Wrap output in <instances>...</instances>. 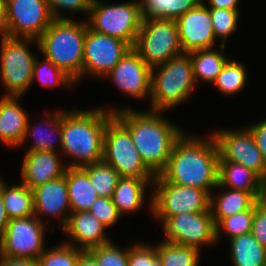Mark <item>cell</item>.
<instances>
[{
  "instance_id": "1",
  "label": "cell",
  "mask_w": 266,
  "mask_h": 266,
  "mask_svg": "<svg viewBox=\"0 0 266 266\" xmlns=\"http://www.w3.org/2000/svg\"><path fill=\"white\" fill-rule=\"evenodd\" d=\"M205 138L190 137L182 132L159 175L173 184L213 194L210 189L218 186L219 150L213 134Z\"/></svg>"
},
{
  "instance_id": "2",
  "label": "cell",
  "mask_w": 266,
  "mask_h": 266,
  "mask_svg": "<svg viewBox=\"0 0 266 266\" xmlns=\"http://www.w3.org/2000/svg\"><path fill=\"white\" fill-rule=\"evenodd\" d=\"M114 117L129 131L146 167L156 176L166 167L176 139L182 131L161 117L160 111L142 112L131 108L110 109Z\"/></svg>"
},
{
  "instance_id": "3",
  "label": "cell",
  "mask_w": 266,
  "mask_h": 266,
  "mask_svg": "<svg viewBox=\"0 0 266 266\" xmlns=\"http://www.w3.org/2000/svg\"><path fill=\"white\" fill-rule=\"evenodd\" d=\"M113 116V112L102 108L61 113V151L77 160L65 164L67 167L82 168L102 160L104 131Z\"/></svg>"
},
{
  "instance_id": "4",
  "label": "cell",
  "mask_w": 266,
  "mask_h": 266,
  "mask_svg": "<svg viewBox=\"0 0 266 266\" xmlns=\"http://www.w3.org/2000/svg\"><path fill=\"white\" fill-rule=\"evenodd\" d=\"M86 22L53 19L36 42L50 59L75 82L82 76Z\"/></svg>"
},
{
  "instance_id": "5",
  "label": "cell",
  "mask_w": 266,
  "mask_h": 266,
  "mask_svg": "<svg viewBox=\"0 0 266 266\" xmlns=\"http://www.w3.org/2000/svg\"><path fill=\"white\" fill-rule=\"evenodd\" d=\"M193 65L183 53L151 70V110L163 112L189 98L195 88Z\"/></svg>"
},
{
  "instance_id": "6",
  "label": "cell",
  "mask_w": 266,
  "mask_h": 266,
  "mask_svg": "<svg viewBox=\"0 0 266 266\" xmlns=\"http://www.w3.org/2000/svg\"><path fill=\"white\" fill-rule=\"evenodd\" d=\"M89 15L90 29L123 40L133 48L143 21L139 0L116 5L93 0Z\"/></svg>"
},
{
  "instance_id": "7",
  "label": "cell",
  "mask_w": 266,
  "mask_h": 266,
  "mask_svg": "<svg viewBox=\"0 0 266 266\" xmlns=\"http://www.w3.org/2000/svg\"><path fill=\"white\" fill-rule=\"evenodd\" d=\"M133 49L151 68L183 54L176 20H143Z\"/></svg>"
},
{
  "instance_id": "8",
  "label": "cell",
  "mask_w": 266,
  "mask_h": 266,
  "mask_svg": "<svg viewBox=\"0 0 266 266\" xmlns=\"http://www.w3.org/2000/svg\"><path fill=\"white\" fill-rule=\"evenodd\" d=\"M151 212L162 224L169 218L181 213H199L210 210V194L205 190L181 186L165 181L156 175L152 183Z\"/></svg>"
},
{
  "instance_id": "9",
  "label": "cell",
  "mask_w": 266,
  "mask_h": 266,
  "mask_svg": "<svg viewBox=\"0 0 266 266\" xmlns=\"http://www.w3.org/2000/svg\"><path fill=\"white\" fill-rule=\"evenodd\" d=\"M103 161L110 164L120 177L155 179L136 149L129 131L113 116L104 131Z\"/></svg>"
},
{
  "instance_id": "10",
  "label": "cell",
  "mask_w": 266,
  "mask_h": 266,
  "mask_svg": "<svg viewBox=\"0 0 266 266\" xmlns=\"http://www.w3.org/2000/svg\"><path fill=\"white\" fill-rule=\"evenodd\" d=\"M38 41L23 38H1L0 78L7 89L6 96H21L32 86L33 65L36 55H33L28 43ZM27 44V45H26Z\"/></svg>"
},
{
  "instance_id": "11",
  "label": "cell",
  "mask_w": 266,
  "mask_h": 266,
  "mask_svg": "<svg viewBox=\"0 0 266 266\" xmlns=\"http://www.w3.org/2000/svg\"><path fill=\"white\" fill-rule=\"evenodd\" d=\"M43 221L36 216L10 219L1 239V255L36 261L45 251Z\"/></svg>"
},
{
  "instance_id": "12",
  "label": "cell",
  "mask_w": 266,
  "mask_h": 266,
  "mask_svg": "<svg viewBox=\"0 0 266 266\" xmlns=\"http://www.w3.org/2000/svg\"><path fill=\"white\" fill-rule=\"evenodd\" d=\"M7 37L38 40L54 19L45 0H6Z\"/></svg>"
},
{
  "instance_id": "13",
  "label": "cell",
  "mask_w": 266,
  "mask_h": 266,
  "mask_svg": "<svg viewBox=\"0 0 266 266\" xmlns=\"http://www.w3.org/2000/svg\"><path fill=\"white\" fill-rule=\"evenodd\" d=\"M162 226L166 236L164 241L199 250L201 245L217 242L216 224L210 210L199 213H181L169 217Z\"/></svg>"
},
{
  "instance_id": "14",
  "label": "cell",
  "mask_w": 266,
  "mask_h": 266,
  "mask_svg": "<svg viewBox=\"0 0 266 266\" xmlns=\"http://www.w3.org/2000/svg\"><path fill=\"white\" fill-rule=\"evenodd\" d=\"M219 162H235L255 172L266 183V162L249 128L212 132Z\"/></svg>"
},
{
  "instance_id": "15",
  "label": "cell",
  "mask_w": 266,
  "mask_h": 266,
  "mask_svg": "<svg viewBox=\"0 0 266 266\" xmlns=\"http://www.w3.org/2000/svg\"><path fill=\"white\" fill-rule=\"evenodd\" d=\"M132 47L115 37L94 32L86 22L82 79L85 74L105 77Z\"/></svg>"
},
{
  "instance_id": "16",
  "label": "cell",
  "mask_w": 266,
  "mask_h": 266,
  "mask_svg": "<svg viewBox=\"0 0 266 266\" xmlns=\"http://www.w3.org/2000/svg\"><path fill=\"white\" fill-rule=\"evenodd\" d=\"M151 70L141 56L131 48L105 76L124 93L143 99L151 94Z\"/></svg>"
},
{
  "instance_id": "17",
  "label": "cell",
  "mask_w": 266,
  "mask_h": 266,
  "mask_svg": "<svg viewBox=\"0 0 266 266\" xmlns=\"http://www.w3.org/2000/svg\"><path fill=\"white\" fill-rule=\"evenodd\" d=\"M176 23L183 53L216 47L210 9L203 1L181 15Z\"/></svg>"
},
{
  "instance_id": "18",
  "label": "cell",
  "mask_w": 266,
  "mask_h": 266,
  "mask_svg": "<svg viewBox=\"0 0 266 266\" xmlns=\"http://www.w3.org/2000/svg\"><path fill=\"white\" fill-rule=\"evenodd\" d=\"M33 193L35 216L42 221L40 218L42 215L48 214L52 217H61L63 215L61 217V228L63 229L69 219V215L64 213L65 210L70 209L69 213L71 214V205L66 184V171L64 176L35 187Z\"/></svg>"
},
{
  "instance_id": "19",
  "label": "cell",
  "mask_w": 266,
  "mask_h": 266,
  "mask_svg": "<svg viewBox=\"0 0 266 266\" xmlns=\"http://www.w3.org/2000/svg\"><path fill=\"white\" fill-rule=\"evenodd\" d=\"M57 152H26L21 168L23 184L30 189L64 176L67 166L60 163Z\"/></svg>"
},
{
  "instance_id": "20",
  "label": "cell",
  "mask_w": 266,
  "mask_h": 266,
  "mask_svg": "<svg viewBox=\"0 0 266 266\" xmlns=\"http://www.w3.org/2000/svg\"><path fill=\"white\" fill-rule=\"evenodd\" d=\"M105 229L107 228L89 211L72 212L62 230L78 245L70 241L64 243L81 250L98 247L111 241L105 236Z\"/></svg>"
},
{
  "instance_id": "21",
  "label": "cell",
  "mask_w": 266,
  "mask_h": 266,
  "mask_svg": "<svg viewBox=\"0 0 266 266\" xmlns=\"http://www.w3.org/2000/svg\"><path fill=\"white\" fill-rule=\"evenodd\" d=\"M21 96L0 97V141L11 147L22 145L29 117L17 102Z\"/></svg>"
},
{
  "instance_id": "22",
  "label": "cell",
  "mask_w": 266,
  "mask_h": 266,
  "mask_svg": "<svg viewBox=\"0 0 266 266\" xmlns=\"http://www.w3.org/2000/svg\"><path fill=\"white\" fill-rule=\"evenodd\" d=\"M266 196V192H247L230 189L217 197L210 195V211L217 225L222 219L247 211Z\"/></svg>"
},
{
  "instance_id": "23",
  "label": "cell",
  "mask_w": 266,
  "mask_h": 266,
  "mask_svg": "<svg viewBox=\"0 0 266 266\" xmlns=\"http://www.w3.org/2000/svg\"><path fill=\"white\" fill-rule=\"evenodd\" d=\"M218 188L266 192V183L252 170L235 162H218Z\"/></svg>"
},
{
  "instance_id": "24",
  "label": "cell",
  "mask_w": 266,
  "mask_h": 266,
  "mask_svg": "<svg viewBox=\"0 0 266 266\" xmlns=\"http://www.w3.org/2000/svg\"><path fill=\"white\" fill-rule=\"evenodd\" d=\"M153 181L154 179L120 177L111 197L119 214L138 211L144 203L147 184L152 185Z\"/></svg>"
},
{
  "instance_id": "25",
  "label": "cell",
  "mask_w": 266,
  "mask_h": 266,
  "mask_svg": "<svg viewBox=\"0 0 266 266\" xmlns=\"http://www.w3.org/2000/svg\"><path fill=\"white\" fill-rule=\"evenodd\" d=\"M66 184L71 212L88 211L99 197L82 168L67 167Z\"/></svg>"
},
{
  "instance_id": "26",
  "label": "cell",
  "mask_w": 266,
  "mask_h": 266,
  "mask_svg": "<svg viewBox=\"0 0 266 266\" xmlns=\"http://www.w3.org/2000/svg\"><path fill=\"white\" fill-rule=\"evenodd\" d=\"M0 194L9 219L28 218L35 216L34 193L25 184L8 187L0 179Z\"/></svg>"
},
{
  "instance_id": "27",
  "label": "cell",
  "mask_w": 266,
  "mask_h": 266,
  "mask_svg": "<svg viewBox=\"0 0 266 266\" xmlns=\"http://www.w3.org/2000/svg\"><path fill=\"white\" fill-rule=\"evenodd\" d=\"M229 241L234 266H266V248L259 244L251 232Z\"/></svg>"
},
{
  "instance_id": "28",
  "label": "cell",
  "mask_w": 266,
  "mask_h": 266,
  "mask_svg": "<svg viewBox=\"0 0 266 266\" xmlns=\"http://www.w3.org/2000/svg\"><path fill=\"white\" fill-rule=\"evenodd\" d=\"M202 0H140V13L143 20L158 18L177 20Z\"/></svg>"
},
{
  "instance_id": "29",
  "label": "cell",
  "mask_w": 266,
  "mask_h": 266,
  "mask_svg": "<svg viewBox=\"0 0 266 266\" xmlns=\"http://www.w3.org/2000/svg\"><path fill=\"white\" fill-rule=\"evenodd\" d=\"M188 54L191 57L196 83L198 81H208L213 84L229 59L213 48L201 49Z\"/></svg>"
},
{
  "instance_id": "30",
  "label": "cell",
  "mask_w": 266,
  "mask_h": 266,
  "mask_svg": "<svg viewBox=\"0 0 266 266\" xmlns=\"http://www.w3.org/2000/svg\"><path fill=\"white\" fill-rule=\"evenodd\" d=\"M62 112L63 111H60V112L56 111L55 113H53V115H50V114L47 115V118L49 117L48 118L49 120L45 119L46 120L45 124L48 127V129L46 128L47 130H45L44 127L41 128L42 126L41 127L34 126L33 128H31L30 121L28 120L23 144L25 143V140L27 141V139H28L27 137H29V136L33 137L35 139V142L33 143V145H31L29 147V149L26 152H34V151H53V152H56L55 147L53 145L54 141H52L50 138L51 134L58 135L59 145H60V149H61V144H62L61 113ZM44 132L47 134H49V132H51V133L48 136L44 137L43 136Z\"/></svg>"
},
{
  "instance_id": "31",
  "label": "cell",
  "mask_w": 266,
  "mask_h": 266,
  "mask_svg": "<svg viewBox=\"0 0 266 266\" xmlns=\"http://www.w3.org/2000/svg\"><path fill=\"white\" fill-rule=\"evenodd\" d=\"M99 197L111 198L120 179L119 173L101 160L82 167Z\"/></svg>"
},
{
  "instance_id": "32",
  "label": "cell",
  "mask_w": 266,
  "mask_h": 266,
  "mask_svg": "<svg viewBox=\"0 0 266 266\" xmlns=\"http://www.w3.org/2000/svg\"><path fill=\"white\" fill-rule=\"evenodd\" d=\"M156 247L162 266H198L199 249L163 241Z\"/></svg>"
},
{
  "instance_id": "33",
  "label": "cell",
  "mask_w": 266,
  "mask_h": 266,
  "mask_svg": "<svg viewBox=\"0 0 266 266\" xmlns=\"http://www.w3.org/2000/svg\"><path fill=\"white\" fill-rule=\"evenodd\" d=\"M247 71L244 64L233 61L230 58L223 66L221 73L217 76L213 85L219 89L222 94H236L246 85Z\"/></svg>"
},
{
  "instance_id": "34",
  "label": "cell",
  "mask_w": 266,
  "mask_h": 266,
  "mask_svg": "<svg viewBox=\"0 0 266 266\" xmlns=\"http://www.w3.org/2000/svg\"><path fill=\"white\" fill-rule=\"evenodd\" d=\"M38 79L42 86L45 87H53L57 84H62L65 86H72L76 84V82L69 77L63 70L58 68L50 59L46 58V60L40 63L35 59L33 65V77L32 82L35 79Z\"/></svg>"
},
{
  "instance_id": "35",
  "label": "cell",
  "mask_w": 266,
  "mask_h": 266,
  "mask_svg": "<svg viewBox=\"0 0 266 266\" xmlns=\"http://www.w3.org/2000/svg\"><path fill=\"white\" fill-rule=\"evenodd\" d=\"M209 9L214 36L215 38H222L220 49L224 51L226 39L237 29L240 12L229 9Z\"/></svg>"
},
{
  "instance_id": "36",
  "label": "cell",
  "mask_w": 266,
  "mask_h": 266,
  "mask_svg": "<svg viewBox=\"0 0 266 266\" xmlns=\"http://www.w3.org/2000/svg\"><path fill=\"white\" fill-rule=\"evenodd\" d=\"M83 250L62 243L45 250L36 260L37 266H76L79 254Z\"/></svg>"
},
{
  "instance_id": "37",
  "label": "cell",
  "mask_w": 266,
  "mask_h": 266,
  "mask_svg": "<svg viewBox=\"0 0 266 266\" xmlns=\"http://www.w3.org/2000/svg\"><path fill=\"white\" fill-rule=\"evenodd\" d=\"M253 218H254V206L247 211H243L222 219L216 225L217 241L220 237L221 229H223V231H225L228 234L229 240L237 236L251 232Z\"/></svg>"
},
{
  "instance_id": "38",
  "label": "cell",
  "mask_w": 266,
  "mask_h": 266,
  "mask_svg": "<svg viewBox=\"0 0 266 266\" xmlns=\"http://www.w3.org/2000/svg\"><path fill=\"white\" fill-rule=\"evenodd\" d=\"M98 266H128V249L122 250L112 241L87 250Z\"/></svg>"
},
{
  "instance_id": "39",
  "label": "cell",
  "mask_w": 266,
  "mask_h": 266,
  "mask_svg": "<svg viewBox=\"0 0 266 266\" xmlns=\"http://www.w3.org/2000/svg\"><path fill=\"white\" fill-rule=\"evenodd\" d=\"M88 211L106 228L116 224L121 216L114 205L112 198L98 197Z\"/></svg>"
},
{
  "instance_id": "40",
  "label": "cell",
  "mask_w": 266,
  "mask_h": 266,
  "mask_svg": "<svg viewBox=\"0 0 266 266\" xmlns=\"http://www.w3.org/2000/svg\"><path fill=\"white\" fill-rule=\"evenodd\" d=\"M47 6L55 19H68L60 14L61 10H68L74 12H90L93 0H45ZM63 16V17H62Z\"/></svg>"
},
{
  "instance_id": "41",
  "label": "cell",
  "mask_w": 266,
  "mask_h": 266,
  "mask_svg": "<svg viewBox=\"0 0 266 266\" xmlns=\"http://www.w3.org/2000/svg\"><path fill=\"white\" fill-rule=\"evenodd\" d=\"M251 233L259 244L266 248V196L254 205Z\"/></svg>"
},
{
  "instance_id": "42",
  "label": "cell",
  "mask_w": 266,
  "mask_h": 266,
  "mask_svg": "<svg viewBox=\"0 0 266 266\" xmlns=\"http://www.w3.org/2000/svg\"><path fill=\"white\" fill-rule=\"evenodd\" d=\"M128 266H148V244L128 247Z\"/></svg>"
},
{
  "instance_id": "43",
  "label": "cell",
  "mask_w": 266,
  "mask_h": 266,
  "mask_svg": "<svg viewBox=\"0 0 266 266\" xmlns=\"http://www.w3.org/2000/svg\"><path fill=\"white\" fill-rule=\"evenodd\" d=\"M266 162V120L248 127Z\"/></svg>"
},
{
  "instance_id": "44",
  "label": "cell",
  "mask_w": 266,
  "mask_h": 266,
  "mask_svg": "<svg viewBox=\"0 0 266 266\" xmlns=\"http://www.w3.org/2000/svg\"><path fill=\"white\" fill-rule=\"evenodd\" d=\"M204 1V0H202ZM210 7L215 9H229V10H239L237 5L239 0H208Z\"/></svg>"
},
{
  "instance_id": "45",
  "label": "cell",
  "mask_w": 266,
  "mask_h": 266,
  "mask_svg": "<svg viewBox=\"0 0 266 266\" xmlns=\"http://www.w3.org/2000/svg\"><path fill=\"white\" fill-rule=\"evenodd\" d=\"M0 266H37L36 261L1 257Z\"/></svg>"
},
{
  "instance_id": "46",
  "label": "cell",
  "mask_w": 266,
  "mask_h": 266,
  "mask_svg": "<svg viewBox=\"0 0 266 266\" xmlns=\"http://www.w3.org/2000/svg\"><path fill=\"white\" fill-rule=\"evenodd\" d=\"M0 33L1 37H7L6 0H0Z\"/></svg>"
},
{
  "instance_id": "47",
  "label": "cell",
  "mask_w": 266,
  "mask_h": 266,
  "mask_svg": "<svg viewBox=\"0 0 266 266\" xmlns=\"http://www.w3.org/2000/svg\"><path fill=\"white\" fill-rule=\"evenodd\" d=\"M76 266H98V265L96 259L87 250H83L79 254Z\"/></svg>"
},
{
  "instance_id": "48",
  "label": "cell",
  "mask_w": 266,
  "mask_h": 266,
  "mask_svg": "<svg viewBox=\"0 0 266 266\" xmlns=\"http://www.w3.org/2000/svg\"><path fill=\"white\" fill-rule=\"evenodd\" d=\"M9 218L7 216V213L5 211V207L2 201V196L0 194V238L3 236L7 224L9 223Z\"/></svg>"
},
{
  "instance_id": "49",
  "label": "cell",
  "mask_w": 266,
  "mask_h": 266,
  "mask_svg": "<svg viewBox=\"0 0 266 266\" xmlns=\"http://www.w3.org/2000/svg\"><path fill=\"white\" fill-rule=\"evenodd\" d=\"M148 266H162L160 259L158 258V254L156 251V247L148 244Z\"/></svg>"
},
{
  "instance_id": "50",
  "label": "cell",
  "mask_w": 266,
  "mask_h": 266,
  "mask_svg": "<svg viewBox=\"0 0 266 266\" xmlns=\"http://www.w3.org/2000/svg\"><path fill=\"white\" fill-rule=\"evenodd\" d=\"M1 257L2 255H1V239H0V260H1Z\"/></svg>"
}]
</instances>
